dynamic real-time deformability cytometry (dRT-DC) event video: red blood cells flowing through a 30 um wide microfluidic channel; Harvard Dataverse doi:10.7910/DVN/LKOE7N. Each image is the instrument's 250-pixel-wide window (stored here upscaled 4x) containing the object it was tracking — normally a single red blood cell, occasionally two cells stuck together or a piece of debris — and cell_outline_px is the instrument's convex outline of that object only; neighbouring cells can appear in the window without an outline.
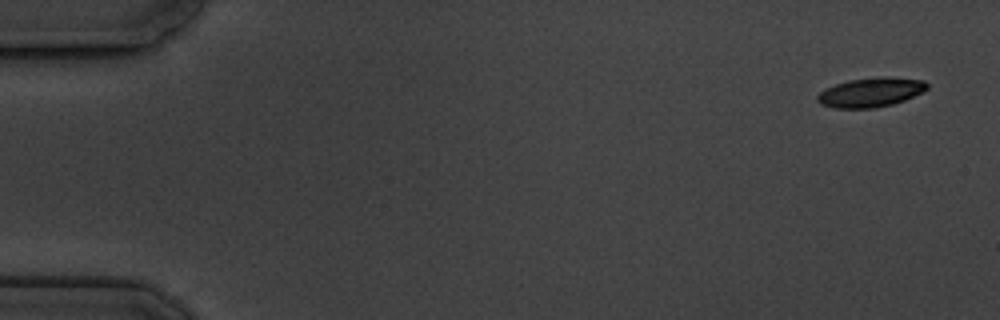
{"species": "common noctule bat (a hibernating species)", "species_latin": "Nyctalus noctula", "temperature_condition": "cold", "stored_images_in_passage": 4, "camera_frame_rate_fps": 3000, "um_per_image_px": 0.085, "animal": {"sex": "male", "body_mass_g": 19.5, "forearm_length_mm": 54.6}, "frame": {"image": 1, "passage_image": 1, "time_ms": 0.0, "image_size_px": [1000, 320], "cell_outline_px": [[928, 88], [924, 92], [904, 100], [892, 104], [876, 108], [836, 108], [820, 104], [816, 100], [816, 96], [820, 92], [836, 84], [848, 80], [876, 76], [892, 76], [924, 80], [928, 84]], "centroid_in_image_um": [74.05, 7.83], "position_along_channel_um": 11.0, "area_um2": 19.02}}